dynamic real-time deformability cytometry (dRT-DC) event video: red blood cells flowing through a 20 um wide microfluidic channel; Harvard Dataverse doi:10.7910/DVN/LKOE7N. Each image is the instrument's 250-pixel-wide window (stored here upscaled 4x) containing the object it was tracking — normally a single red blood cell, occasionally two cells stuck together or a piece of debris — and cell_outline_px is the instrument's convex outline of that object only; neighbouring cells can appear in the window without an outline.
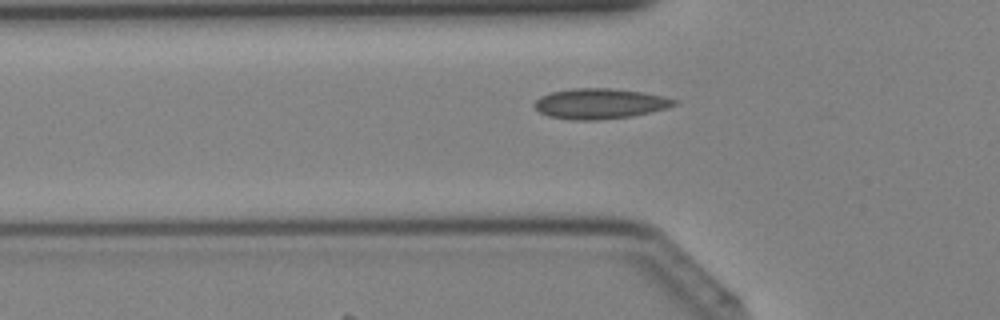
{"species": "Egyptian fruit bat (a non-hibernating species)", "species_latin": "Rousettus aegyptiacus", "temperature_condition": "cold", "stored_images_in_passage": 10, "camera_frame_rate_fps": 3000, "um_per_image_px": 0.085, "animal": {"sex": "female"}, "frame": {"image": 1, "passage_image": 6, "time_ms": 1.667, "image_size_px": [1000, 320], "cell_outline_px": [[680, 100], [676, 104], [664, 108], [632, 116], [600, 120], [572, 120], [548, 116], [540, 112], [532, 104], [540, 96], [552, 92], [572, 88], [612, 88], [640, 92], [664, 96]], "centroid_in_image_um": [50.96, 8.81], "position_along_channel_um": 74.8, "area_um2": 24.68}}
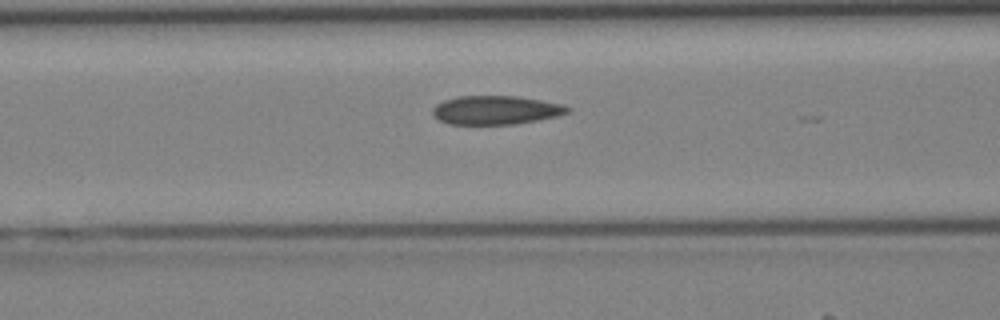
{"frame": {"image": 2, "passage_image": 9, "time_ms": 2.667, "image_size_px": [1000, 320], "cell_outline_px": [[572, 112], [560, 116], [512, 124], [448, 124], [440, 120], [432, 112], [432, 108], [436, 104], [444, 100], [456, 96], [516, 96], [564, 104], [572, 108]], "centroid_in_image_um": [42.19, 9.35], "position_along_channel_um": 124.4, "area_um2": 22.72}}